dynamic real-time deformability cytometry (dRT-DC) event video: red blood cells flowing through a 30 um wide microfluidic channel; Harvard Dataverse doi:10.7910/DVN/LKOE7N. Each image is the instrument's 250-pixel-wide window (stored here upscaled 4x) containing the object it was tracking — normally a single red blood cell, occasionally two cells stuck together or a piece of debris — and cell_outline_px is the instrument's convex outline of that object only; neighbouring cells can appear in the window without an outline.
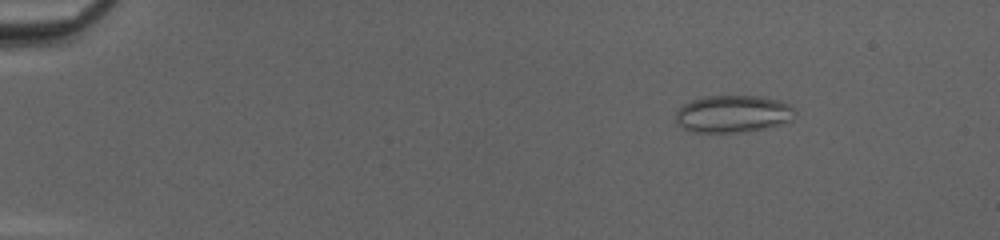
{"species": "common noctule bat (a hibernating species)", "species_latin": "Nyctalus noctula", "temperature_condition": "cold", "stored_images_in_passage": 51, "camera_frame_rate_fps": 3000, "um_per_image_px": 0.085, "animal": {"sex": "female", "body_mass_g": 20.0, "forearm_length_mm": 54.0}, "frame": {"image": 1, "passage_image": 8, "time_ms": 2.333, "image_size_px": [1000, 240], "cell_outline_px": [[796, 112], [792, 120], [780, 124], [764, 128], [740, 132], [692, 132], [676, 124], [676, 112], [684, 104], [692, 100], [704, 96], [760, 96], [776, 100], [788, 104]], "centroid_in_image_um": [62.27, 9.68], "position_along_channel_um": 22.7, "area_um2": 25.72}}
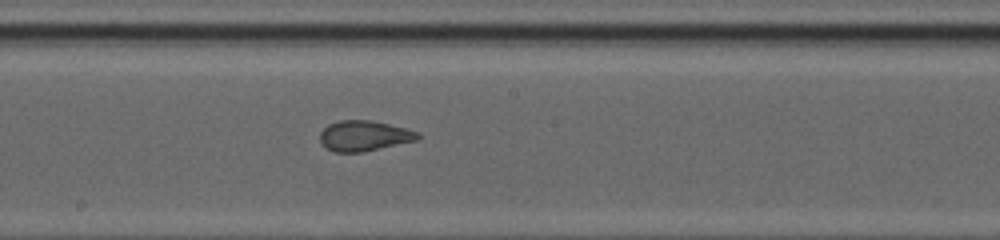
{"frame": {"image": 2, "passage_image": 30, "time_ms": 9.667, "image_size_px": [1000, 240], "cell_outline_px": [[420, 136], [416, 140], [364, 152], [336, 152], [324, 148], [320, 144], [320, 132], [328, 124], [340, 120], [372, 120], [420, 132]], "centroid_in_image_um": [30.91, 11.55], "position_along_channel_um": 217.3, "area_um2": 17.4}}
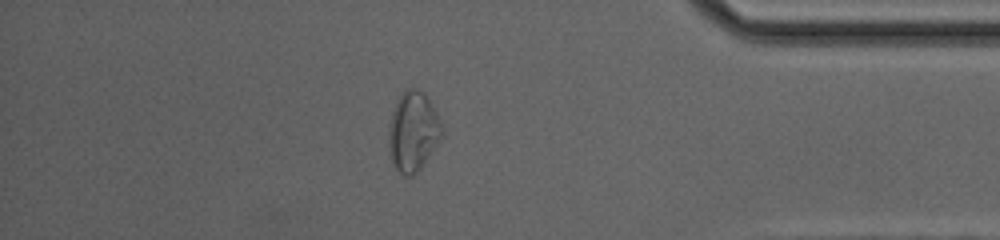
{"frame": {"image": 3, "passage_image": 45, "time_ms": 14.667, "image_size_px": [1000, 240], "cell_outline_px": [[444, 132], [440, 140], [420, 168], [412, 176], [404, 176], [396, 168], [392, 160], [388, 144], [388, 124], [396, 100], [404, 88], [416, 88], [424, 92], [436, 112], [440, 120]], "centroid_in_image_um": [35.09, 11.13], "position_along_channel_um": 400.1, "area_um2": 24.8}}